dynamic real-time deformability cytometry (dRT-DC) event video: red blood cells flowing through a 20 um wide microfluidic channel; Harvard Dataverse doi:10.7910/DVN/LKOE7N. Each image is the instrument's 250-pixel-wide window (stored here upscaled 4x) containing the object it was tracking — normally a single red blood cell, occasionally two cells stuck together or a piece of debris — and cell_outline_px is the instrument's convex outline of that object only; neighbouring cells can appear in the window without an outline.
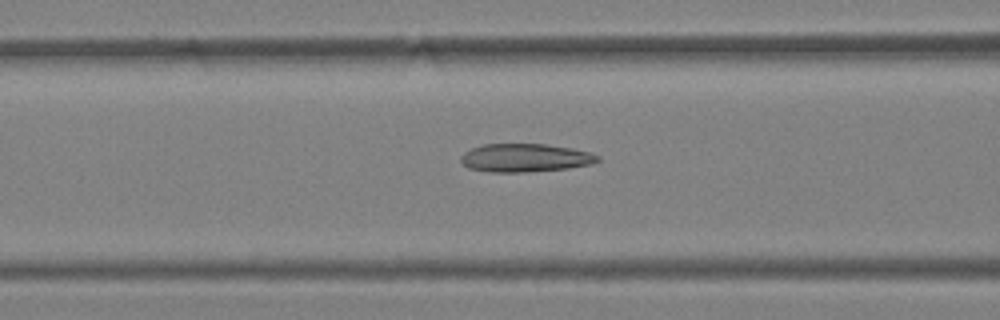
{"species": "Egyptian fruit bat (a non-hibernating species)", "species_latin": "Rousettus aegyptiacus", "temperature_condition": "warm", "stored_images_in_passage": 46, "camera_frame_rate_fps": 3000, "um_per_image_px": 0.085, "animal": {"sex": "female"}, "frame": {"image": 1, "passage_image": 20, "time_ms": 6.333, "image_size_px": [1000, 320], "cell_outline_px": [[600, 160], [592, 164], [568, 168], [524, 172], [488, 172], [468, 168], [460, 160], [460, 156], [464, 152], [472, 148], [484, 144], [544, 144], [572, 148], [592, 152], [600, 156]], "centroid_in_image_um": [44.65, 13.41], "position_along_channel_um": 121.9, "area_um2": 22.66}}
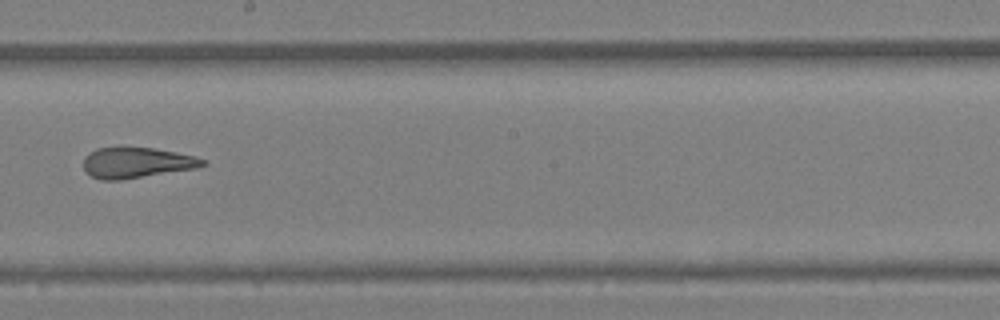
{"frame": {"image": 2, "passage_image": 28, "time_ms": 9.0, "image_size_px": [1000, 320], "cell_outline_px": [[208, 164], [196, 168], [120, 180], [100, 180], [92, 176], [84, 168], [84, 160], [96, 148], [156, 148], [176, 152], [208, 160]], "centroid_in_image_um": [11.67, 13.84], "position_along_channel_um": 236.5, "area_um2": 20.92}}
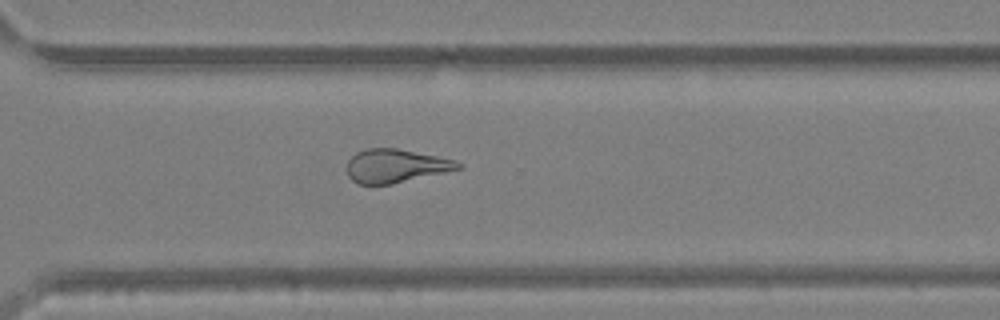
{"frame": {"image": 3, "passage_image": 35, "time_ms": 11.333, "image_size_px": [1000, 320], "cell_outline_px": [[464, 168], [392, 184], [356, 184], [348, 176], [348, 160], [356, 152], [368, 148], [396, 148], [436, 156], [452, 160], [464, 164]], "centroid_in_image_um": [33.63, 14.11], "position_along_channel_um": 337.0, "area_um2": 21.62}, "authors_computed_cell_mechanics": {"area_um2": 24.3338, "velocity_mm_per_s": 4.3102, "shape_relaxation_time_tau1_ms": null, "shape_relaxation_time_tau2_ms": 2.6582, "deformation_change_tau1": null, "deformation_change_tau2": 0.1267}}